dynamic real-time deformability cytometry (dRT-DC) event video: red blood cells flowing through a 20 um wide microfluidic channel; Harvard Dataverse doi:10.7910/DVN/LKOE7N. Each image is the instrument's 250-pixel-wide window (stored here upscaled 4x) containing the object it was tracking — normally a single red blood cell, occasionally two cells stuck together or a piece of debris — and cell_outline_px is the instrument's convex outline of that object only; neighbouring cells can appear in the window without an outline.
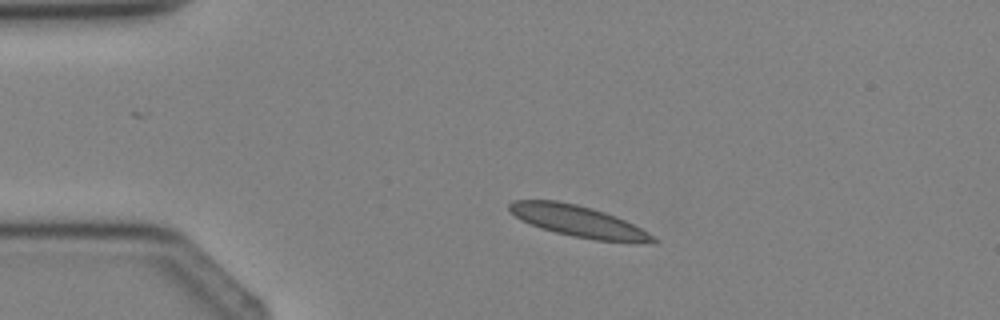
{"species": "Egyptian fruit bat (a non-hibernating species)", "species_latin": "Rousettus aegyptiacus", "temperature_condition": "cold", "stored_images_in_passage": 4, "camera_frame_rate_fps": 3000, "um_per_image_px": 0.085, "animal": {"sex": "female"}, "frame": {"image": 1, "passage_image": 2, "time_ms": 1.333, "image_size_px": [1000, 320], "cell_outline_px": [[660, 240], [656, 244], [596, 240], [572, 236], [540, 228], [520, 220], [508, 208], [508, 204], [512, 200], [556, 200], [576, 204], [592, 208], [616, 216], [648, 232]], "centroid_in_image_um": [49.19, 18.82], "position_along_channel_um": 35.8, "area_um2": 26.3}}
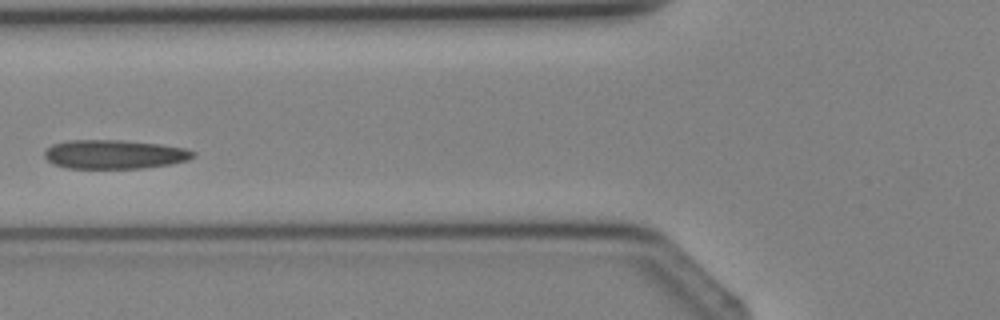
{"frame": {"image": 2, "passage_image": 4, "time_ms": 3.667, "image_size_px": [1000, 320], "cell_outline_px": [[196, 156], [188, 160], [172, 164], [144, 168], [68, 168], [52, 164], [44, 156], [44, 152], [52, 144], [68, 140], [120, 140], [160, 144], [184, 148], [196, 152]], "centroid_in_image_um": [9.74, 13.12], "position_along_channel_um": 116.1, "area_um2": 25.2}}